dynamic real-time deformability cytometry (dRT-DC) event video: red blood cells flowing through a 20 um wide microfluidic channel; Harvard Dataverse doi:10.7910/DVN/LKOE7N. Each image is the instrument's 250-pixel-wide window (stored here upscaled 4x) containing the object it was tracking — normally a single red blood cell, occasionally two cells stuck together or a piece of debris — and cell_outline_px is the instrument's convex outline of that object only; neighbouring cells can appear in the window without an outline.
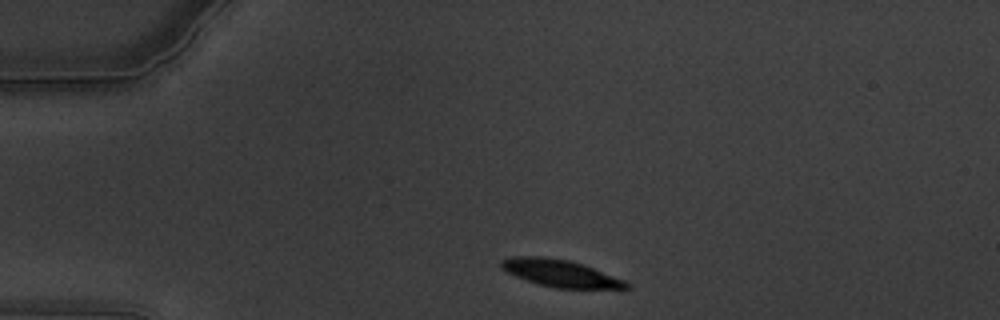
{"species": "common noctule bat (a hibernating species)", "species_latin": "Nyctalus noctula", "temperature_condition": "warm", "stored_images_in_passage": 49, "camera_frame_rate_fps": 3000, "um_per_image_px": 0.085, "animal": {"sex": "male", "body_mass_g": 19.5, "forearm_length_mm": 54.6}, "frame": {"image": 1, "passage_image": 2, "time_ms": 0.333, "image_size_px": [1000, 320], "cell_outline_px": [[632, 288], [556, 288], [540, 284], [516, 276], [500, 268], [500, 260], [512, 256], [540, 256], [568, 260], [584, 264], [624, 280], [632, 284]], "centroid_in_image_um": [47.64, 23.21], "position_along_channel_um": 37.4, "area_um2": 19.65}}
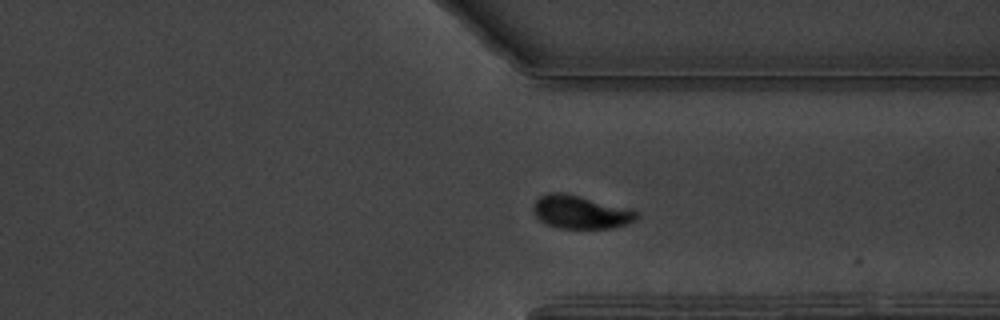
{"frame": {"image": 2, "passage_image": 35, "time_ms": 11.333, "image_size_px": [1000, 320], "cell_outline_px": [[640, 216], [636, 220], [628, 224], [612, 228], [560, 228], [548, 224], [540, 220], [532, 212], [532, 204], [540, 196], [548, 192], [564, 192], [632, 208]], "centroid_in_image_um": [49.37, 18.01], "position_along_channel_um": 362.0, "area_um2": 20.35}}
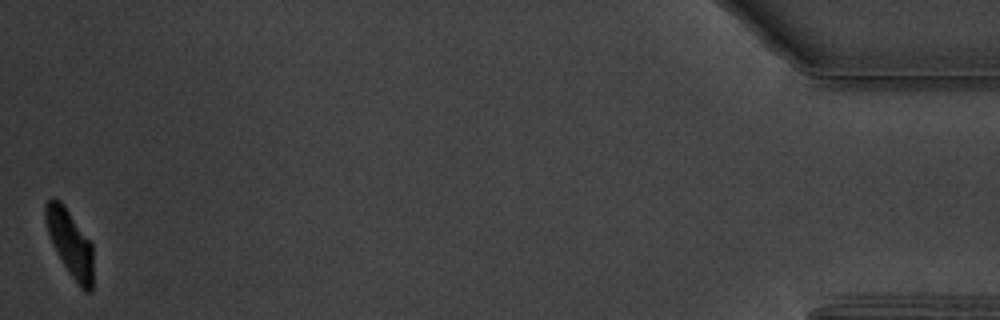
{"frame": {"image": 3, "passage_image": 49, "time_ms": 16.0, "image_size_px": [1000, 320], "cell_outline_px": [[92, 292], [84, 292], [80, 288], [64, 264], [52, 244], [44, 220], [44, 204], [52, 196], [60, 200], [64, 204], [92, 244]], "centroid_in_image_um": [5.93, 20.62], "position_along_channel_um": 429.3, "area_um2": 18.44}, "authors_computed_cell_mechanics": {"area_um2": 20.3456, "velocity_mm_per_s": 3.3351, "shape_relaxation_time_tau1_ms": 2.7305, "shape_relaxation_time_tau2_ms": 1.6789, "deformation_change_tau1": 0.156, "deformation_change_tau2": 0.037}}